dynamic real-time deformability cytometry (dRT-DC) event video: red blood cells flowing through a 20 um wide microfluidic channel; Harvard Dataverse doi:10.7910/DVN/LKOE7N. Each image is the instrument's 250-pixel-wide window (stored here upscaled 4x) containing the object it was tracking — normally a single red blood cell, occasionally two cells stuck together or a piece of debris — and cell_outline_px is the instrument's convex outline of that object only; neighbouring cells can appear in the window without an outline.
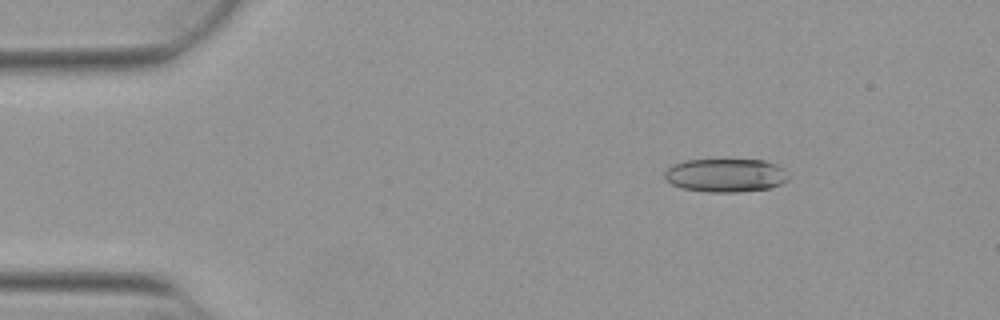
{"species": "Egyptian fruit bat (a non-hibernating species)", "species_latin": "Rousettus aegyptiacus", "temperature_condition": "warm", "stored_images_in_passage": 48, "camera_frame_rate_fps": 3000, "um_per_image_px": 0.085, "animal": {"sex": "female"}, "frame": {"image": 1, "passage_image": 3, "time_ms": 0.667, "image_size_px": [1000, 320], "cell_outline_px": [[788, 180], [780, 184], [768, 188], [736, 192], [708, 192], [684, 188], [672, 184], [664, 176], [664, 172], [668, 168], [684, 160], [724, 156], [764, 160], [776, 164], [784, 168], [788, 176]], "centroid_in_image_um": [61.7, 14.83], "position_along_channel_um": 23.3, "area_um2": 25.09}}
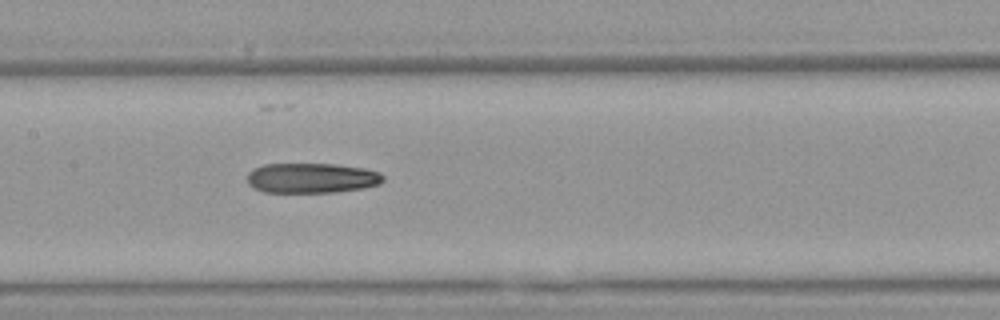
{"frame": {"image": 2, "passage_image": 21, "time_ms": 6.667, "image_size_px": [1000, 320], "cell_outline_px": [[384, 180], [380, 184], [364, 188], [332, 192], [264, 192], [248, 184], [248, 172], [252, 168], [264, 164], [336, 164], [364, 168], [380, 172], [384, 176]], "centroid_in_image_um": [26.51, 15.12], "position_along_channel_um": 180.9, "area_um2": 23.87}}
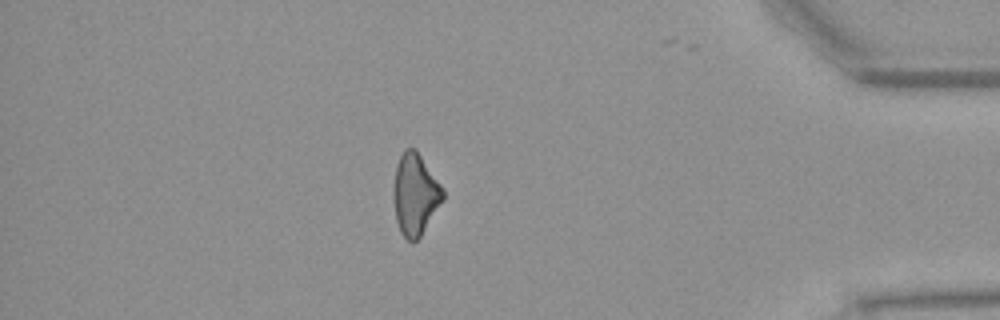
{"frame": {"image": 3, "passage_image": 41, "time_ms": 13.333, "image_size_px": [1000, 320], "cell_outline_px": [[444, 200], [420, 236], [412, 244], [400, 232], [396, 220], [392, 196], [392, 192], [396, 164], [404, 148], [412, 148], [420, 156], [444, 188]], "centroid_in_image_um": [35.27, 16.54], "position_along_channel_um": 399.9, "area_um2": 23.52}}